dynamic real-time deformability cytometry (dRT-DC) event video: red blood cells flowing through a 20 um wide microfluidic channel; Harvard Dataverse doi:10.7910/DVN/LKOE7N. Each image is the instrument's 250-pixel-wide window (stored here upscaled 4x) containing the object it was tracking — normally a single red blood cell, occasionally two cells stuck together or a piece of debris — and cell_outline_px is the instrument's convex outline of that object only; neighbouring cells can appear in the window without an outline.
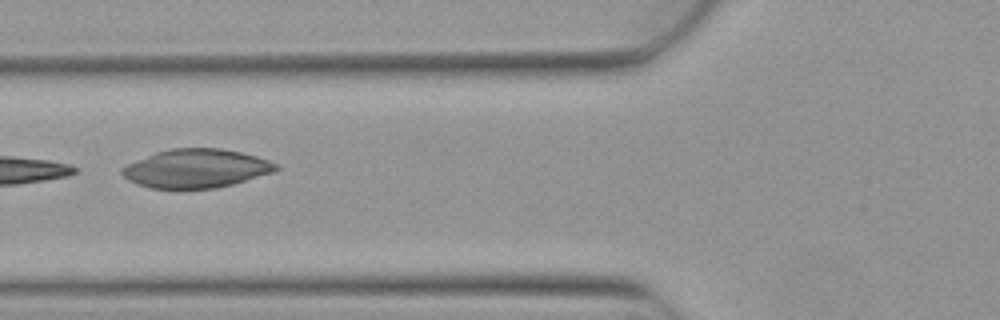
{"species": "Egyptian fruit bat (a non-hibernating species)", "species_latin": "Rousettus aegyptiacus", "temperature_condition": "warm", "stored_images_in_passage": 9, "camera_frame_rate_fps": 3000, "um_per_image_px": 0.085, "animal": {"sex": "female"}, "frame": {"image": 1, "passage_image": 6, "time_ms": 1.667, "image_size_px": [1000, 320], "cell_outline_px": [[280, 168], [276, 172], [232, 184], [216, 188], [152, 188], [136, 184], [128, 180], [120, 172], [120, 168], [128, 164], [156, 152], [172, 148], [220, 148], [240, 152], [256, 156], [280, 164]], "centroid_in_image_um": [16.71, 14.32], "position_along_channel_um": 109.1, "area_um2": 34.68}}
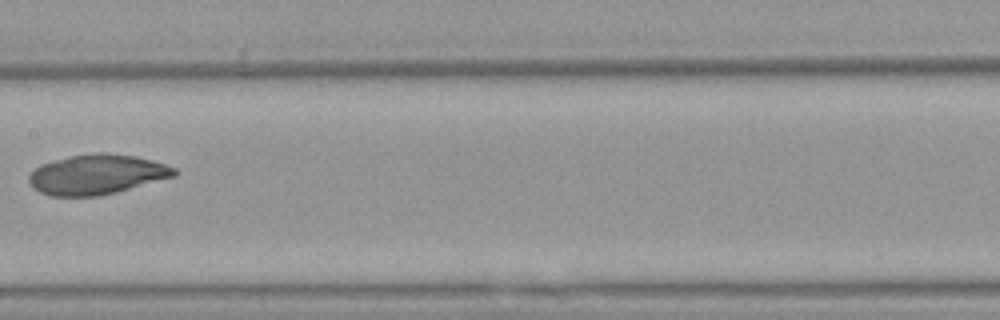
{"frame": {"image": 2, "passage_image": 8, "time_ms": 2.333, "image_size_px": [1000, 320], "cell_outline_px": [[180, 172], [176, 176], [116, 192], [100, 196], [48, 196], [32, 188], [28, 180], [28, 176], [40, 164], [68, 156], [92, 152], [104, 152], [136, 156], [152, 160], [176, 168]], "centroid_in_image_um": [8.23, 14.82], "position_along_channel_um": 199.2, "area_um2": 34.16}}
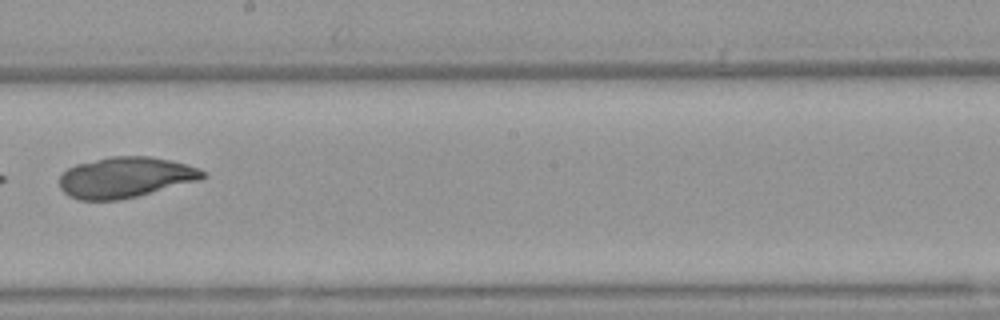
{"frame": {"image": 3, "passage_image": 9, "time_ms": 2.667, "image_size_px": [1000, 320], "cell_outline_px": [[208, 176], [200, 180], [120, 200], [80, 200], [68, 196], [60, 188], [60, 176], [68, 168], [76, 164], [112, 156], [148, 156], [172, 160], [200, 168], [208, 172]], "centroid_in_image_um": [10.69, 15.07], "position_along_channel_um": 237.5, "area_um2": 34.04}}